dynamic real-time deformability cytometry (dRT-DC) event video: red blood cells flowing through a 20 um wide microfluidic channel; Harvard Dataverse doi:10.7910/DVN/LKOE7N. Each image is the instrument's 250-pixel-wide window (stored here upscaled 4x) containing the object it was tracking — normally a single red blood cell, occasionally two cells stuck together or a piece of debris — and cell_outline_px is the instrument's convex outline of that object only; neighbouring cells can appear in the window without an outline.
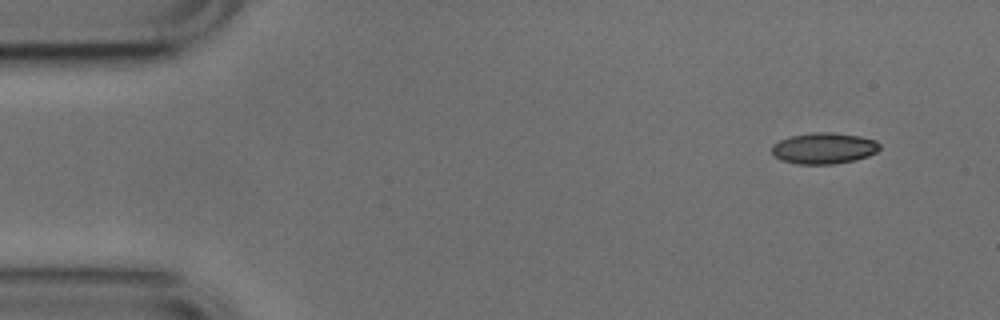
{"species": "common noctule bat (a hibernating species)", "species_latin": "Nyctalus noctula", "temperature_condition": "cold", "stored_images_in_passage": 5, "camera_frame_rate_fps": 3000, "um_per_image_px": 0.085, "animal": {"sex": "male", "body_mass_g": 17.9, "forearm_length_mm": 54.2}, "frame": {"image": 1, "passage_image": 1, "time_ms": 0.0, "image_size_px": [1000, 320], "cell_outline_px": [[880, 148], [876, 152], [868, 156], [856, 160], [836, 164], [796, 164], [780, 160], [772, 156], [772, 144], [788, 136], [812, 132], [832, 132], [860, 136], [876, 140], [880, 144]], "centroid_in_image_um": [70.01, 12.6], "position_along_channel_um": 15.0, "area_um2": 19.94}}
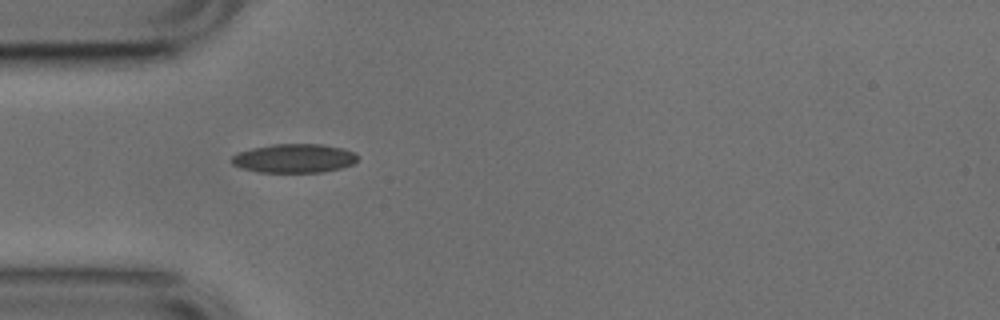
{"frame": {"image": 2, "passage_image": 4, "time_ms": 1.0, "image_size_px": [1000, 320], "cell_outline_px": [[360, 156], [352, 164], [340, 168], [320, 172], [256, 172], [240, 168], [232, 164], [228, 160], [232, 156], [240, 152], [252, 148], [272, 144], [324, 144], [344, 148], [356, 152]], "centroid_in_image_um": [25.0, 13.45], "position_along_channel_um": 60.0, "area_um2": 21.44}}